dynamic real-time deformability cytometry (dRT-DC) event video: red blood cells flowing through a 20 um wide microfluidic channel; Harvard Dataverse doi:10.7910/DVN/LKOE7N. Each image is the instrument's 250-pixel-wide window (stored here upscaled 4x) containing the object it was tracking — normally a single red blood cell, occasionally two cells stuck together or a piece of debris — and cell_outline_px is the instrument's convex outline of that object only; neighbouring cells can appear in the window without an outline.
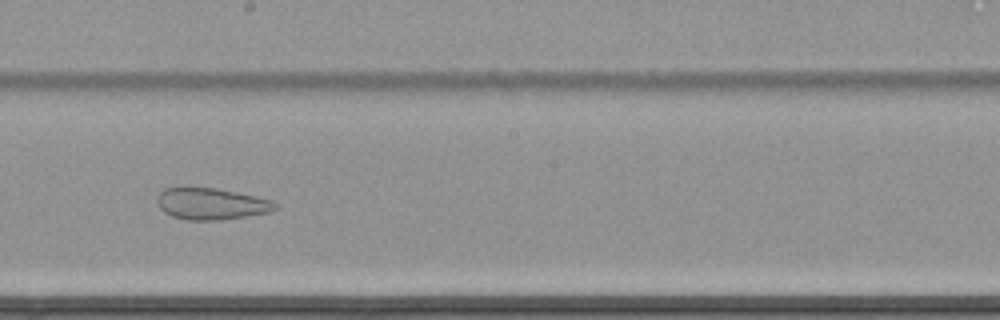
{"species": "common noctule bat (a hibernating species)", "species_latin": "Nyctalus noctula", "temperature_condition": "cold", "stored_images_in_passage": 65, "camera_frame_rate_fps": 3000, "um_per_image_px": 0.085, "animal": {"sex": "female", "body_mass_g": 22.7, "forearm_length_mm": 54.2}, "frame": {"image": 1, "passage_image": 40, "time_ms": 13.0, "image_size_px": [1000, 320], "cell_outline_px": [[280, 208], [272, 212], [220, 220], [188, 220], [172, 216], [164, 212], [156, 204], [156, 196], [164, 188], [216, 188], [256, 196], [272, 200], [280, 204]], "centroid_in_image_um": [18.0, 17.33], "position_along_channel_um": 230.2, "area_um2": 21.96}}
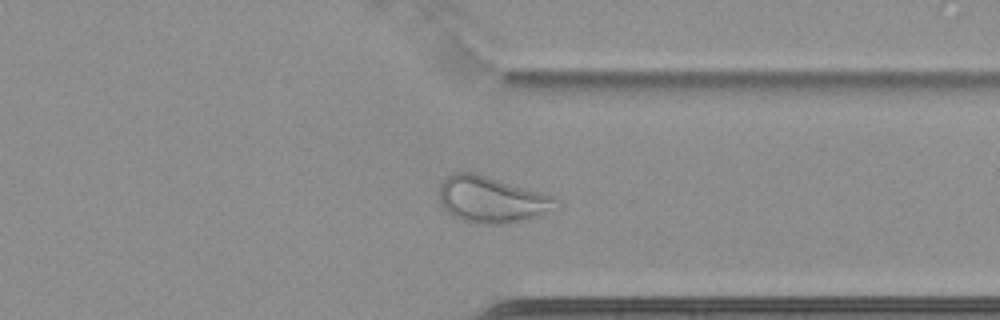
{"frame": {"image": 2, "passage_image": 52, "time_ms": 17.0, "image_size_px": [1000, 320], "cell_outline_px": [[560, 208], [540, 216], [528, 220], [504, 224], [480, 224], [464, 220], [448, 212], [444, 208], [440, 200], [440, 184], [452, 172], [476, 172], [544, 192], [556, 196]], "centroid_in_image_um": [41.89, 16.95], "position_along_channel_um": 369.5, "area_um2": 32.14}}
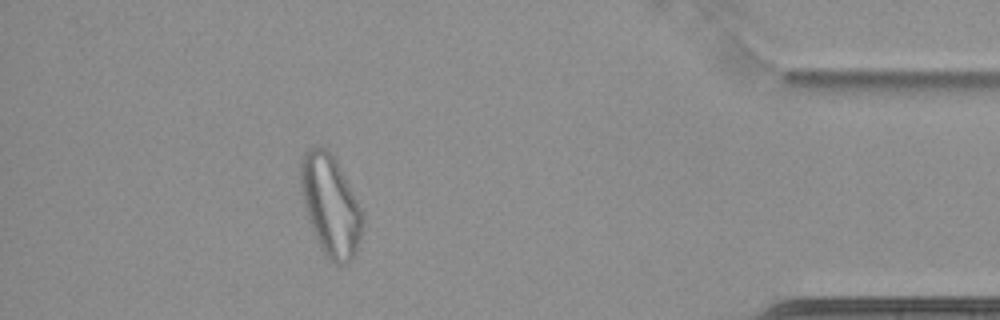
{"frame": {"image": 3, "passage_image": 59, "time_ms": 19.333, "image_size_px": [1000, 320], "cell_outline_px": [[364, 220], [356, 256], [348, 264], [336, 264], [320, 248], [312, 228], [308, 216], [300, 188], [300, 160], [304, 152], [308, 148], [324, 148], [336, 160], [364, 216]], "centroid_in_image_um": [28.09, 17.49], "position_along_channel_um": 407.1, "area_um2": 35.78}}